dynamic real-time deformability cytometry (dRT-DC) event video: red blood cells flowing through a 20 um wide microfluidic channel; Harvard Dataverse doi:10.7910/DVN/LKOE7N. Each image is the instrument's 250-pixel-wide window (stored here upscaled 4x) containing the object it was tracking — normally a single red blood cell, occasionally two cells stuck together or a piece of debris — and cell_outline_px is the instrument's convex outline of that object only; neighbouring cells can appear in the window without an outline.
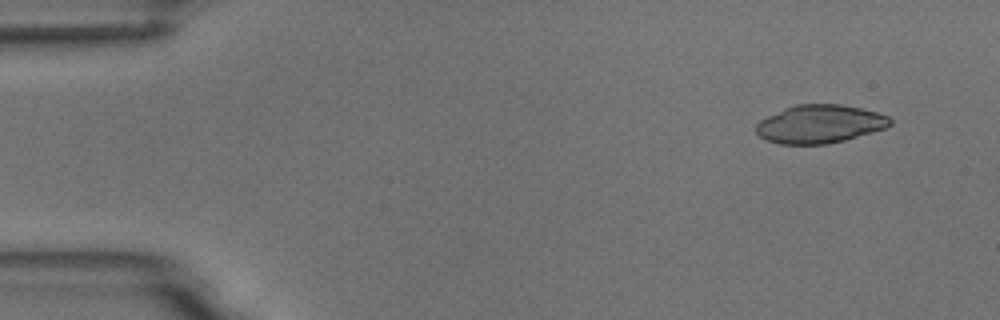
{"species": "common noctule bat (a hibernating species)", "species_latin": "Nyctalus noctula", "temperature_condition": "room temperature", "stored_images_in_passage": 5, "camera_frame_rate_fps": 3000, "um_per_image_px": 0.085, "animal": {"sex": "male", "body_mass_g": 18.8}, "frame": {"image": 1, "passage_image": 1, "time_ms": 0.0, "image_size_px": [1000, 320], "cell_outline_px": [[892, 124], [888, 128], [844, 140], [828, 144], [780, 144], [764, 140], [756, 132], [756, 124], [760, 120], [784, 108], [796, 104], [840, 104], [860, 108], [876, 112], [888, 116], [892, 120]], "centroid_in_image_um": [69.69, 10.55], "position_along_channel_um": 15.3, "area_um2": 30.0}}
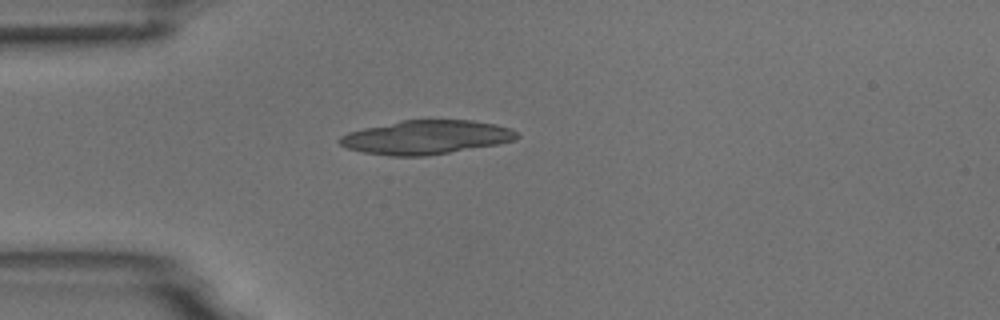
{"frame": {"image": 2, "passage_image": 4, "time_ms": 3.333, "image_size_px": [1000, 320], "cell_outline_px": [[520, 136], [516, 140], [496, 144], [424, 156], [388, 156], [364, 152], [348, 148], [340, 144], [336, 140], [340, 136], [348, 132], [364, 128], [400, 120], [472, 120], [496, 124], [512, 128]], "centroid_in_image_um": [36.21, 11.66], "position_along_channel_um": 48.8, "area_um2": 34.91}}